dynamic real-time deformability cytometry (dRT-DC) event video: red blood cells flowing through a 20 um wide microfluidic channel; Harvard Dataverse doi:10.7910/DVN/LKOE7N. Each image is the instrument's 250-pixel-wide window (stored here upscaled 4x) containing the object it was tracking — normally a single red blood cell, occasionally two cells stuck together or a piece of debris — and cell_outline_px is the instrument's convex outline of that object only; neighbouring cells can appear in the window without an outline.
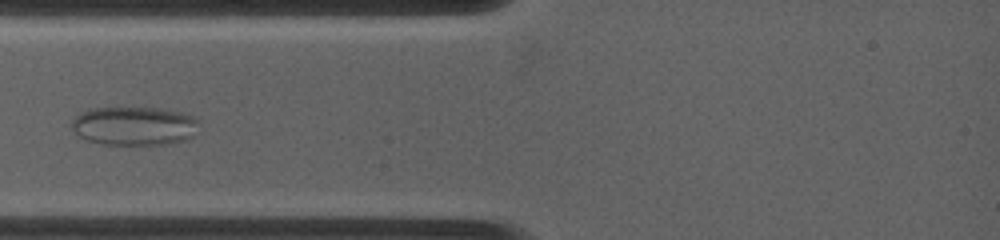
{"species": "common noctule bat (a hibernating species)", "species_latin": "Nyctalus noctula", "temperature_condition": "warm", "stored_images_in_passage": 15, "camera_frame_rate_fps": 4500, "um_per_image_px": 0.085, "animal": {"sex": "female", "body_mass_g": 19.0, "forearm_length_mm": 53.3}, "frame": {"image": 1, "passage_image": 1, "time_ms": 0.0, "image_size_px": [1000, 240], "cell_outline_px": [[200, 124], [192, 136], [188, 140], [168, 144], [100, 144], [88, 140], [80, 136], [72, 128], [72, 120], [80, 112], [92, 108], [160, 108], [200, 116]], "centroid_in_image_um": [11.49, 10.69], "position_along_channel_um": 73.5, "area_um2": 29.02}}
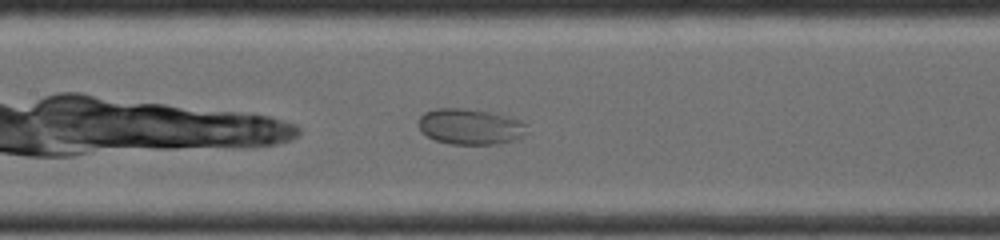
{"frame": {"image": 2, "passage_image": 10, "time_ms": 2.444, "image_size_px": [1000, 240], "cell_outline_px": [[528, 132], [512, 140], [500, 144], [448, 144], [436, 140], [420, 132], [420, 116], [424, 112], [436, 108], [464, 108], [488, 112], [508, 116], [520, 120], [524, 124]], "centroid_in_image_um": [39.94, 10.76], "position_along_channel_um": 167.5, "area_um2": 22.48}}
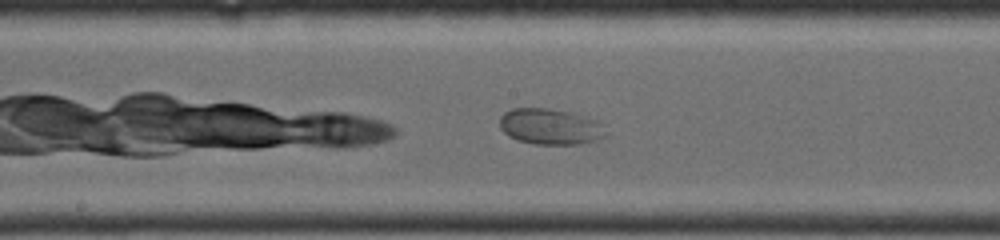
{"frame": {"image": 3, "passage_image": 14, "time_ms": 3.333, "image_size_px": [1000, 240], "cell_outline_px": [[608, 136], [596, 140], [580, 144], [532, 144], [516, 140], [508, 136], [500, 128], [500, 116], [504, 112], [512, 108], [548, 108], [572, 112], [596, 120], [608, 132]], "centroid_in_image_um": [46.77, 10.76], "position_along_channel_um": 201.4, "area_um2": 22.48}}